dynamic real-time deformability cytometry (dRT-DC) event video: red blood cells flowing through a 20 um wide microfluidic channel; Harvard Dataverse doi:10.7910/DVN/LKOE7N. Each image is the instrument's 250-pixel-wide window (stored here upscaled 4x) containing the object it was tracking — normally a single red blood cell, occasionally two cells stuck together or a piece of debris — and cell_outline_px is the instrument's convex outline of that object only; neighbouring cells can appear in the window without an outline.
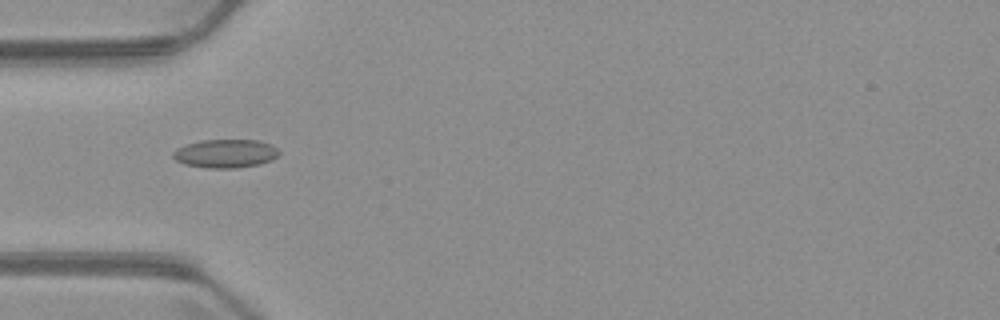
{"species": "common noctule bat (a hibernating species)", "species_latin": "Nyctalus noctula", "temperature_condition": "warm", "stored_images_in_passage": 5, "camera_frame_rate_fps": 3000, "um_per_image_px": 0.085, "animal": {"sex": "male", "body_mass_g": 23.1, "forearm_length_mm": 52.7}, "frame": {"image": 1, "passage_image": 4, "time_ms": 4.667, "image_size_px": [1000, 320], "cell_outline_px": [[280, 152], [272, 160], [260, 164], [236, 168], [208, 168], [184, 164], [176, 160], [172, 156], [172, 152], [176, 148], [200, 140], [260, 140], [272, 144]], "centroid_in_image_um": [19.17, 13.05], "position_along_channel_um": 65.8, "area_um2": 17.69}}
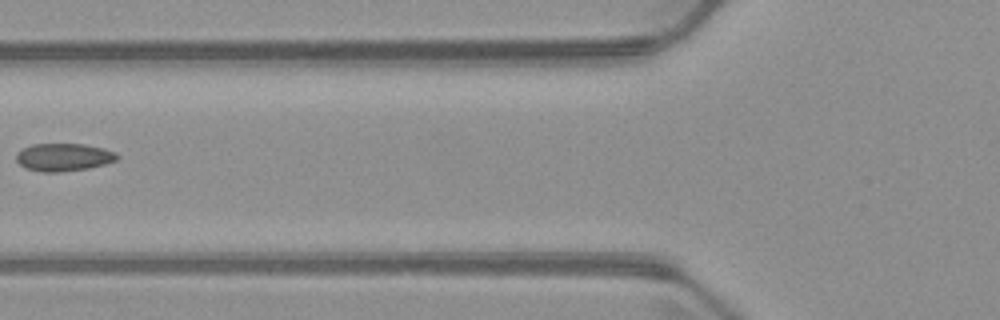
{"frame": {"image": 2, "passage_image": 5, "time_ms": 6.0, "image_size_px": [1000, 320], "cell_outline_px": [[120, 156], [116, 160], [104, 164], [88, 168], [60, 172], [40, 172], [24, 168], [16, 160], [16, 152], [32, 144], [84, 144], [104, 148], [116, 152]], "centroid_in_image_um": [5.4, 13.36], "position_along_channel_um": 120.4, "area_um2": 16.42}}